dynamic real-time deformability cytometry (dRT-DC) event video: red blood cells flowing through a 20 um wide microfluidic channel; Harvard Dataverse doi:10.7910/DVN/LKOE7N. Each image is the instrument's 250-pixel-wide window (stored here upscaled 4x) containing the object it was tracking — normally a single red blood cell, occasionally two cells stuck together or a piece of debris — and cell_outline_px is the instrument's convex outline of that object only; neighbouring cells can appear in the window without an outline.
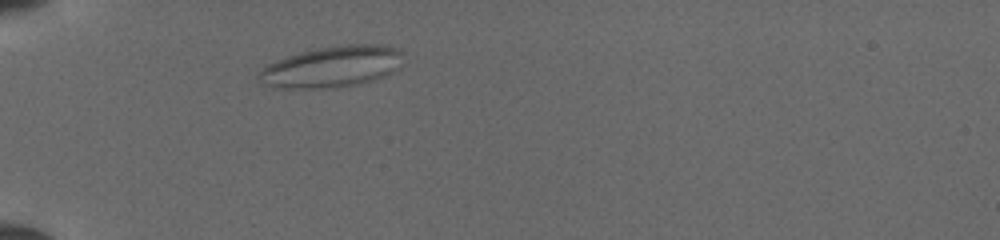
{"species": "common noctule bat (a hibernating species)", "species_latin": "Nyctalus noctula", "temperature_condition": "cold", "stored_images_in_passage": 42, "camera_frame_rate_fps": 3000, "um_per_image_px": 0.085, "animal": {"sex": "female", "body_mass_g": 19.5, "forearm_length_mm": 54.1}, "frame": {"image": 1, "passage_image": 6, "time_ms": 1.667, "image_size_px": [1000, 240], "cell_outline_px": [[396, 52], [388, 72], [384, 76], [372, 80], [356, 84], [336, 88], [272, 88], [268, 84], [260, 72], [268, 64], [276, 60], [300, 52], [316, 48], [348, 44], [388, 44]], "centroid_in_image_um": [28.08, 5.67], "position_along_channel_um": 56.9, "area_um2": 32.95}}
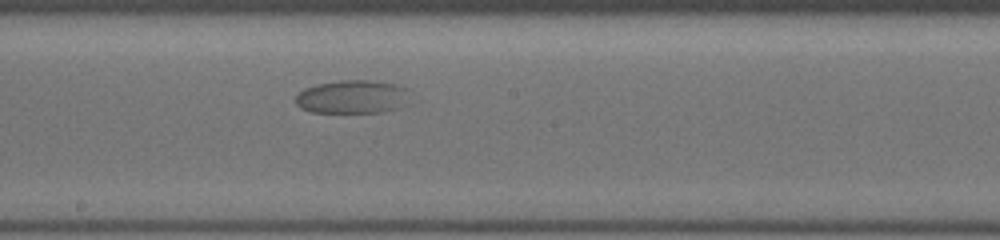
{"frame": {"image": 2, "passage_image": 20, "time_ms": 6.333, "image_size_px": [1000, 240], "cell_outline_px": [[404, 88], [396, 108], [380, 112], [312, 112], [300, 108], [296, 104], [296, 96], [304, 88], [320, 84], [340, 80], [372, 80], [396, 84]], "centroid_in_image_um": [29.77, 8.22], "position_along_channel_um": 218.4, "area_um2": 21.21}}
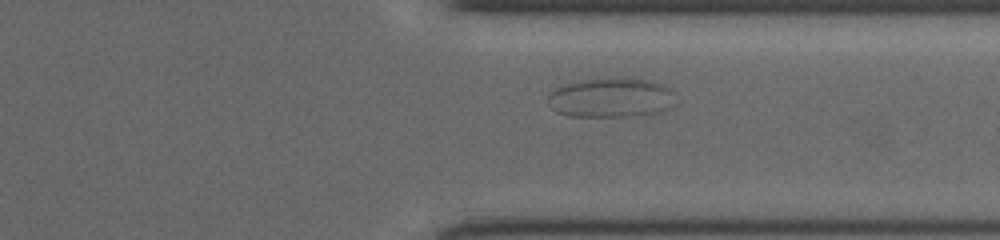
{"frame": {"image": 3, "passage_image": 31, "time_ms": 10.0, "image_size_px": [1000, 240], "cell_outline_px": [[668, 108], [656, 112], [640, 116], [568, 116], [556, 112], [552, 108], [548, 96], [556, 88], [576, 80], [596, 76], [628, 76], [652, 80], [664, 84], [668, 88]], "centroid_in_image_um": [51.84, 8.25], "position_along_channel_um": 359.6, "area_um2": 29.65}}